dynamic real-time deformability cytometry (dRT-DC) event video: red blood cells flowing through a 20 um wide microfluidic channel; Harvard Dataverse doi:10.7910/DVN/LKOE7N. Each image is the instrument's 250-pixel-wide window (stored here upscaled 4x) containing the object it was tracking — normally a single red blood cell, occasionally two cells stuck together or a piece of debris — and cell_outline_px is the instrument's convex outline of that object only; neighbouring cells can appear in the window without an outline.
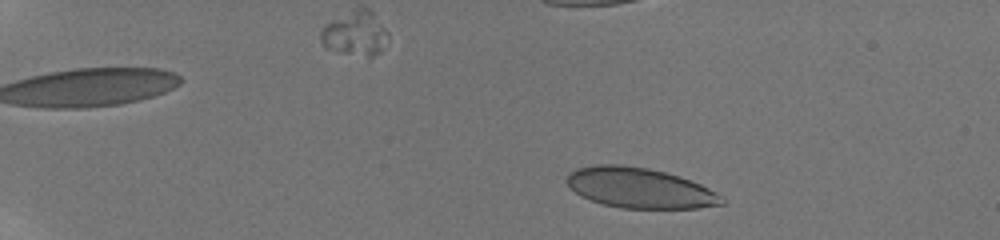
{"species": "human", "species_latin": "Homo sapiens", "temperature_condition": "room temperature", "stored_images_in_passage": 31, "camera_frame_rate_fps": 3000, "um_per_image_px": 0.085, "donor": {"sex": "male"}, "frame": {"image": 1, "passage_image": 2, "time_ms": 0.667, "image_size_px": [1000, 240], "cell_outline_px": [[728, 200], [724, 204], [696, 208], [620, 208], [604, 204], [580, 196], [564, 180], [568, 172], [576, 168], [596, 164], [620, 164], [648, 168], [680, 176], [700, 184], [724, 196]], "centroid_in_image_um": [54.38, 15.97], "position_along_channel_um": 30.6, "area_um2": 36.59}}